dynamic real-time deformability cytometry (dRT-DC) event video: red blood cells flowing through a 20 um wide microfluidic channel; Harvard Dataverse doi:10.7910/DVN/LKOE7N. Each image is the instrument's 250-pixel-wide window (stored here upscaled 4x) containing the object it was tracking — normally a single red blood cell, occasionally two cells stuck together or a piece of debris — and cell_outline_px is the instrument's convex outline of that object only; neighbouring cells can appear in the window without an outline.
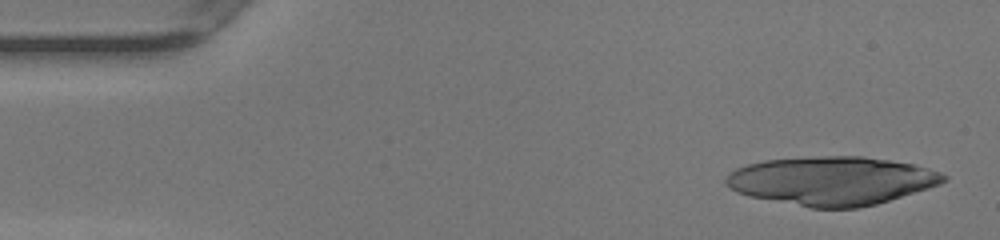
{"species": "human", "species_latin": "Homo sapiens", "temperature_condition": "warm", "stored_images_in_passage": 7, "camera_frame_rate_fps": 3000, "um_per_image_px": 0.085, "donor": {"sex": "female"}, "frame": {"image": 1, "passage_image": 1, "time_ms": 0.0, "image_size_px": [1000, 240], "cell_outline_px": [[948, 180], [940, 184], [928, 188], [876, 204], [856, 208], [812, 208], [748, 196], [736, 192], [724, 184], [724, 180], [736, 168], [748, 164], [764, 160], [816, 156], [864, 156], [916, 164], [940, 172], [948, 176]], "centroid_in_image_um": [70.71, 15.36], "position_along_channel_um": 14.3, "area_um2": 61.73}}